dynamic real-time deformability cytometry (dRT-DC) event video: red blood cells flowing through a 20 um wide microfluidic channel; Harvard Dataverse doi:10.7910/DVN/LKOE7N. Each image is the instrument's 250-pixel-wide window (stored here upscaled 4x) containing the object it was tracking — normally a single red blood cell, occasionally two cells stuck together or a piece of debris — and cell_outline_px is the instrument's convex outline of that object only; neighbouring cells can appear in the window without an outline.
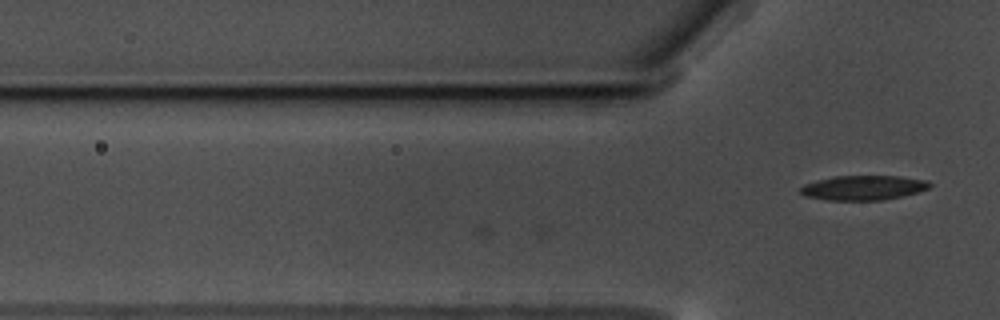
{"species": "common noctule bat (a hibernating species)", "species_latin": "Nyctalus noctula", "temperature_condition": "warm", "stored_images_in_passage": 3, "camera_frame_rate_fps": 3000, "um_per_image_px": 0.085, "animal": {"sex": "male", "body_mass_g": 17.5, "forearm_length_mm": 52.3}, "frame": {"image": 1, "passage_image": 3, "time_ms": 0.667, "image_size_px": [1000, 320], "cell_outline_px": [[932, 184], [928, 188], [920, 192], [880, 200], [828, 200], [804, 196], [800, 192], [800, 188], [804, 184], [816, 180], [836, 176], [900, 176], [928, 180]], "centroid_in_image_um": [73.39, 15.95], "position_along_channel_um": 52.4, "area_um2": 18.55}}